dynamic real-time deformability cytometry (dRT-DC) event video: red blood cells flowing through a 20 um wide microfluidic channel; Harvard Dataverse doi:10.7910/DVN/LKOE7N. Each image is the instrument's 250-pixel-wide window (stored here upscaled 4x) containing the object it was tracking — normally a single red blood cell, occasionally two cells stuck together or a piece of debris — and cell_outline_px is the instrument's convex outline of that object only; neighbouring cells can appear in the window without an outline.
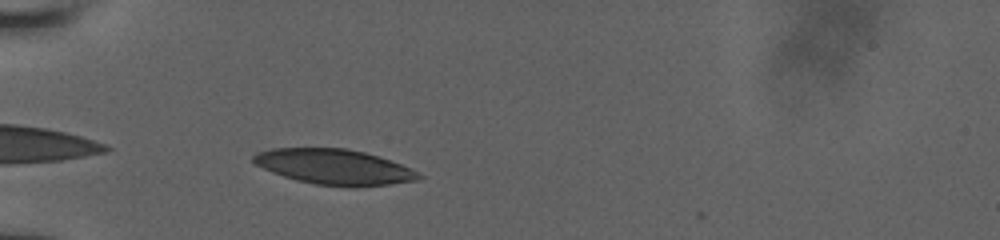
{"species": "human", "species_latin": "Homo sapiens", "temperature_condition": "room temperature", "stored_images_in_passage": 3, "camera_frame_rate_fps": 3000, "um_per_image_px": 0.085, "donor": {"sex": "male"}, "frame": {"image": 1, "passage_image": 3, "time_ms": 2.333, "image_size_px": [1000, 240], "cell_outline_px": [[424, 176], [416, 180], [388, 184], [356, 188], [352, 188], [316, 184], [296, 180], [272, 172], [256, 164], [252, 160], [252, 156], [256, 152], [272, 148], [344, 148], [364, 152], [412, 168], [420, 172]], "centroid_in_image_um": [28.41, 14.19], "position_along_channel_um": 56.6, "area_um2": 34.04}}